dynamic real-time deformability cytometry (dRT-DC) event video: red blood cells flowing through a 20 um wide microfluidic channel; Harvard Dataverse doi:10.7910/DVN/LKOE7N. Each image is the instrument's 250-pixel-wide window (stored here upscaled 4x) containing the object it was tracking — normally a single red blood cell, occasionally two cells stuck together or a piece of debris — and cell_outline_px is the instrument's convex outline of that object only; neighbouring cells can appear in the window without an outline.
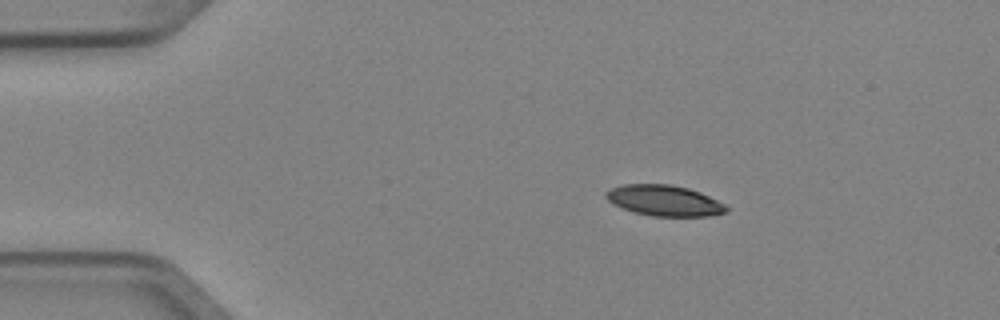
{"species": "Egyptian fruit bat (a non-hibernating species)", "species_latin": "Rousettus aegyptiacus", "temperature_condition": "cold", "stored_images_in_passage": 5, "camera_frame_rate_fps": 3000, "um_per_image_px": 0.085, "animal": {"sex": "female"}, "frame": {"image": 1, "passage_image": 1, "time_ms": 0.0, "image_size_px": [1000, 320], "cell_outline_px": [[728, 212], [708, 216], [652, 216], [620, 208], [612, 204], [604, 196], [604, 192], [612, 188], [624, 184], [668, 184], [688, 188], [700, 192], [724, 204], [728, 208]], "centroid_in_image_um": [56.43, 17.05], "position_along_channel_um": 28.6, "area_um2": 21.56}}
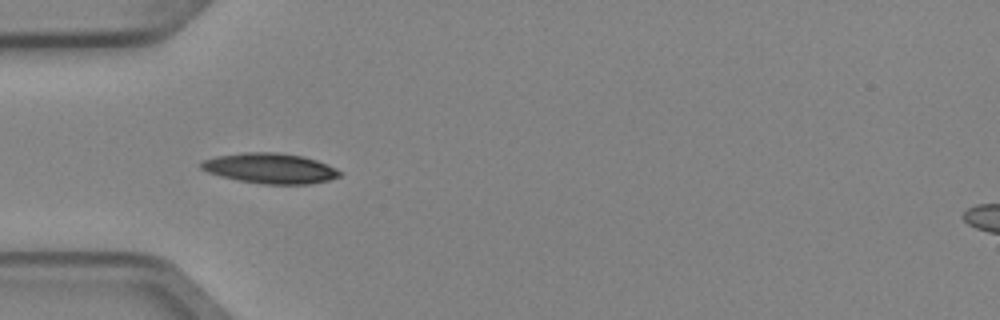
{"frame": {"image": 2, "passage_image": 3, "time_ms": 0.667, "image_size_px": [1000, 320], "cell_outline_px": [[344, 172], [340, 176], [328, 180], [308, 184], [264, 184], [240, 180], [220, 176], [208, 172], [200, 168], [200, 164], [204, 160], [216, 156], [244, 152], [276, 152], [304, 156], [328, 164]], "centroid_in_image_um": [22.99, 14.3], "position_along_channel_um": 62.0, "area_um2": 24.45}}
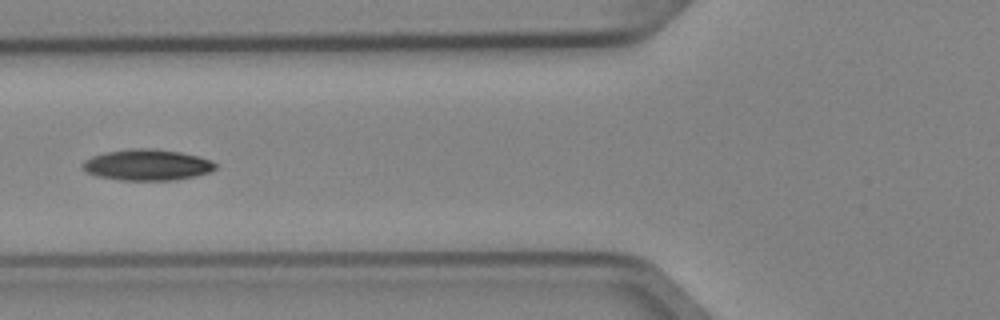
{"frame": {"image": 3, "passage_image": 4, "time_ms": 1.0, "image_size_px": [1000, 320], "cell_outline_px": [[216, 168], [208, 172], [196, 176], [176, 180], [120, 180], [100, 176], [88, 172], [84, 168], [84, 160], [92, 156], [104, 152], [132, 148], [156, 148], [180, 152], [200, 156], [212, 160], [216, 164]], "centroid_in_image_um": [12.56, 14.0], "position_along_channel_um": 113.2, "area_um2": 24.04}}